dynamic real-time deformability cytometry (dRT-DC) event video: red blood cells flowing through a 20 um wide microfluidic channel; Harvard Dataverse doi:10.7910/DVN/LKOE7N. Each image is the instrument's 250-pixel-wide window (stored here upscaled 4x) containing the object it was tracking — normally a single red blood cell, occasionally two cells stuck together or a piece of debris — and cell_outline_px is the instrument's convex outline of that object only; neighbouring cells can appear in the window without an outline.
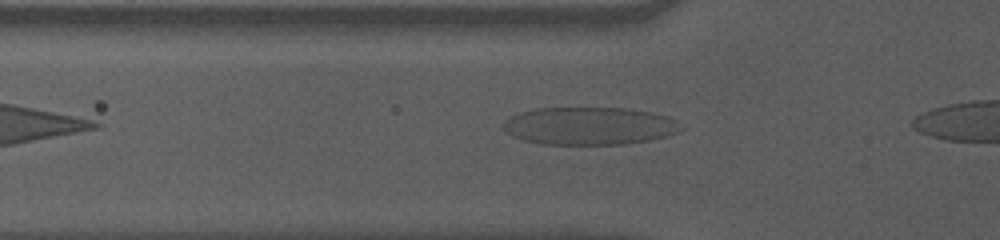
{"species": "human", "species_latin": "Homo sapiens", "temperature_condition": "cold", "stored_images_in_passage": 8, "camera_frame_rate_fps": 3000, "um_per_image_px": 0.085, "donor": {"sex": "male"}, "frame": {"image": 1, "passage_image": 5, "time_ms": 1.333, "image_size_px": [1000, 240], "cell_outline_px": [[684, 128], [676, 132], [664, 136], [648, 140], [624, 144], [540, 144], [524, 140], [512, 136], [504, 128], [504, 120], [520, 112], [536, 108], [624, 108], [652, 112], [668, 116], [676, 120]], "centroid_in_image_um": [50.1, 10.7], "position_along_channel_um": 75.7, "area_um2": 38.9}}